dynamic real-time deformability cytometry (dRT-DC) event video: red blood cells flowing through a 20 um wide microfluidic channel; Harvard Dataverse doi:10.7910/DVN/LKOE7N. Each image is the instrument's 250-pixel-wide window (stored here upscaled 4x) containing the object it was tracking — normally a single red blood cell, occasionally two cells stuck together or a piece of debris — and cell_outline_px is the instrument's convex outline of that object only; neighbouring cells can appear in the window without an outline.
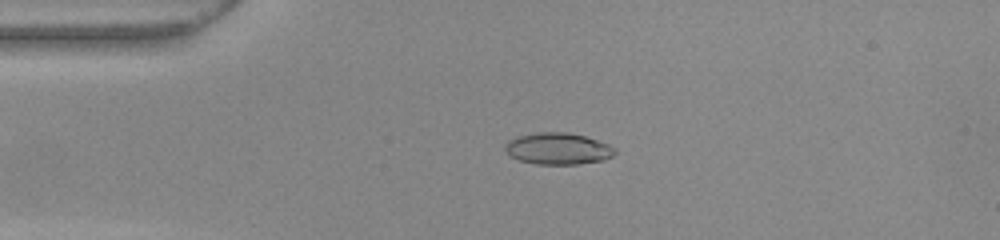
{"species": "common noctule bat (a hibernating species)", "species_latin": "Nyctalus noctula", "temperature_condition": "warm", "stored_images_in_passage": 44, "camera_frame_rate_fps": 3000, "um_per_image_px": 0.085, "animal": {"sex": "female", "body_mass_g": 22.0, "forearm_length_mm": 56.7}, "frame": {"image": 1, "passage_image": 4, "time_ms": 1.0, "image_size_px": [1000, 240], "cell_outline_px": [[616, 152], [612, 156], [604, 160], [580, 164], [536, 164], [520, 160], [508, 156], [504, 152], [504, 144], [508, 140], [516, 136], [536, 132], [568, 132], [584, 136], [608, 144], [616, 148]], "centroid_in_image_um": [47.38, 12.63], "position_along_channel_um": 37.6, "area_um2": 20.52}}
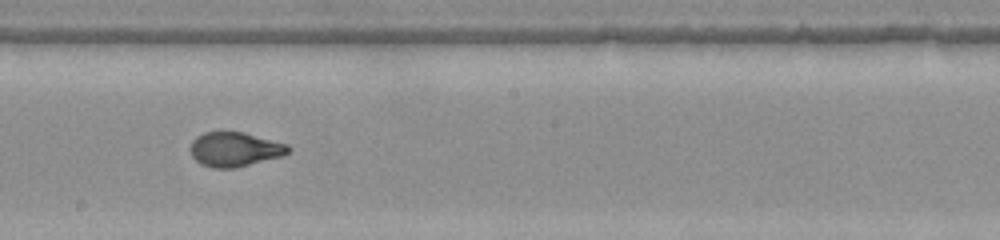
{"frame": {"image": 2, "passage_image": 21, "time_ms": 6.667, "image_size_px": [1000, 240], "cell_outline_px": [[292, 148], [284, 156], [236, 168], [212, 168], [200, 164], [192, 156], [192, 140], [196, 136], [204, 132], [244, 132], [288, 144]], "centroid_in_image_um": [19.99, 12.7], "position_along_channel_um": 228.2, "area_um2": 19.77}}
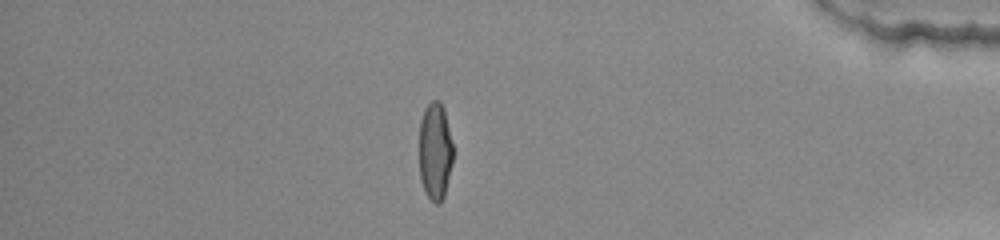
{"frame": {"image": 3, "passage_image": 37, "time_ms": 12.0, "image_size_px": [1000, 240], "cell_outline_px": [[452, 164], [444, 196], [440, 204], [436, 204], [424, 192], [420, 180], [420, 120], [424, 108], [432, 100], [440, 100], [444, 108], [452, 144]], "centroid_in_image_um": [36.97, 12.85], "position_along_channel_um": 398.2, "area_um2": 19.25}, "authors_computed_cell_mechanics": {"area_um2": 19.8543, "velocity_mm_per_s": 3.9037, "shape_relaxation_time_tau1_ms": 6.3651, "shape_relaxation_time_tau2_ms": null, "deformation_change_tau1": 0.2832, "deformation_change_tau2": null}}